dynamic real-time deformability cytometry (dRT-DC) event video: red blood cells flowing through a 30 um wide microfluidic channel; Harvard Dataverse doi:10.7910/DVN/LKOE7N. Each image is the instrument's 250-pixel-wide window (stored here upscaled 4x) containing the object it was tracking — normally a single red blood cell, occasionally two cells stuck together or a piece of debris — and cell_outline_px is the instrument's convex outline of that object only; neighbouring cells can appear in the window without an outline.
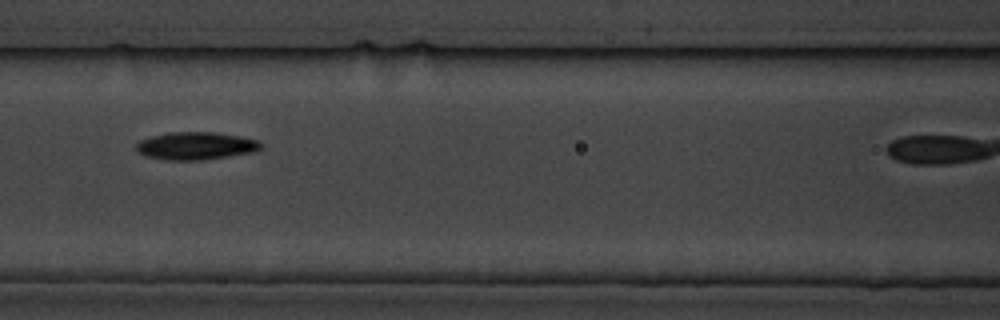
{"species": "common noctule bat (a hibernating species)", "species_latin": "Nyctalus noctula", "temperature_condition": "cold", "stored_images_in_passage": 10, "camera_frame_rate_fps": 3000, "um_per_image_px": 0.085, "animal": {"sex": "male", "body_mass_g": 19.5, "forearm_length_mm": 54.6}, "frame": {"image": 1, "passage_image": 4, "time_ms": 3.667, "image_size_px": [1000, 320], "cell_outline_px": [[264, 148], [252, 152], [204, 160], [168, 160], [148, 156], [136, 152], [136, 144], [140, 140], [152, 136], [168, 132], [212, 132], [240, 136], [260, 140], [264, 144]], "centroid_in_image_um": [16.68, 12.39], "position_along_channel_um": 149.9, "area_um2": 20.23}}
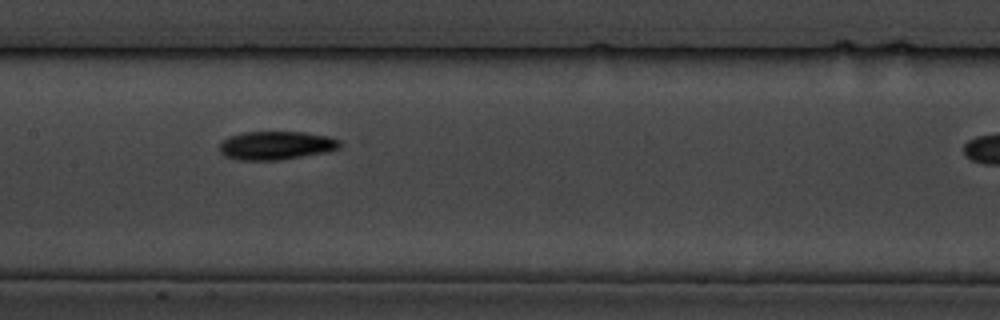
{"frame": {"image": 2, "passage_image": 5, "time_ms": 4.667, "image_size_px": [1000, 320], "cell_outline_px": [[344, 144], [340, 148], [328, 152], [280, 160], [236, 160], [224, 156], [220, 152], [220, 144], [228, 136], [244, 132], [304, 132], [328, 136], [340, 140]], "centroid_in_image_um": [23.5, 12.37], "position_along_channel_um": 183.9, "area_um2": 20.23}}
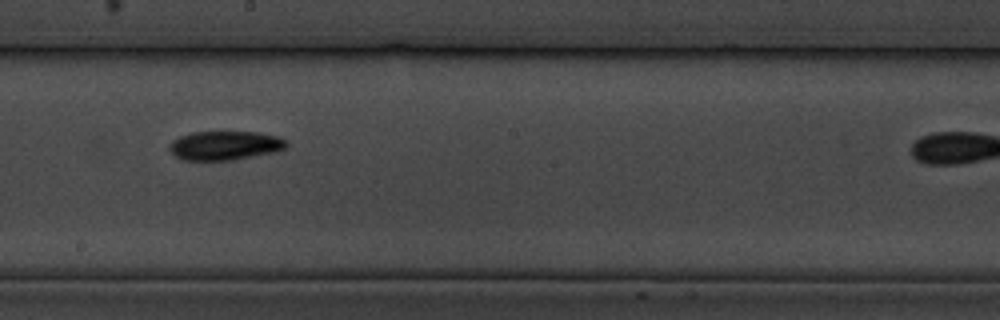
{"frame": {"image": 3, "passage_image": 6, "time_ms": 6.0, "image_size_px": [1000, 320], "cell_outline_px": [[288, 144], [284, 148], [276, 152], [236, 160], [184, 160], [176, 156], [168, 148], [168, 144], [172, 140], [180, 136], [192, 132], [260, 132], [280, 136], [288, 140]], "centroid_in_image_um": [19.16, 12.36], "position_along_channel_um": 229.0, "area_um2": 20.11}}